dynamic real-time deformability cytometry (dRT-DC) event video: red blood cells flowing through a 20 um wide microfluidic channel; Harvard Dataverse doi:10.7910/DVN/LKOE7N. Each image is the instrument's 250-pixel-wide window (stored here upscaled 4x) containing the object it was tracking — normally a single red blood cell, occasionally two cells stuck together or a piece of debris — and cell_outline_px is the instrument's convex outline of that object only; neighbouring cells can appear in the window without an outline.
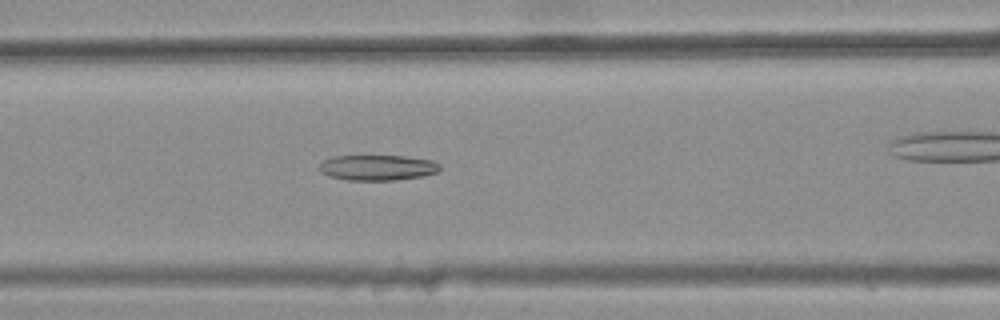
{"species": "common noctule bat (a hibernating species)", "species_latin": "Nyctalus noctula", "temperature_condition": "warm", "stored_images_in_passage": 47, "camera_frame_rate_fps": 3000, "um_per_image_px": 0.085, "animal": {"sex": "female", "body_mass_g": 25.1}, "frame": {"image": 1, "passage_image": 22, "time_ms": 7.0, "image_size_px": [1000, 320], "cell_outline_px": [[440, 168], [436, 172], [420, 176], [396, 180], [344, 180], [328, 176], [320, 172], [320, 164], [324, 160], [332, 156], [404, 156], [432, 160], [440, 164]], "centroid_in_image_um": [32.05, 14.25], "position_along_channel_um": 134.5, "area_um2": 17.86}}
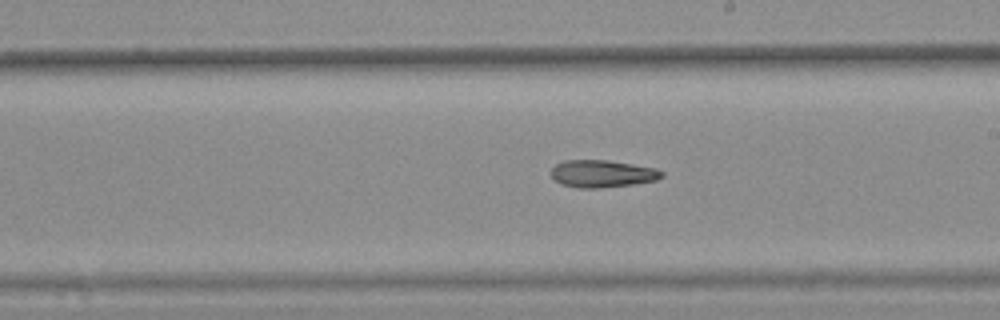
{"frame": {"image": 2, "passage_image": 30, "time_ms": 9.667, "image_size_px": [1000, 320], "cell_outline_px": [[664, 176], [656, 180], [632, 184], [600, 188], [576, 188], [560, 184], [552, 176], [552, 168], [556, 164], [564, 160], [608, 160], [656, 168], [664, 172]], "centroid_in_image_um": [51.2, 14.76], "position_along_channel_um": 237.8, "area_um2": 17.63}}
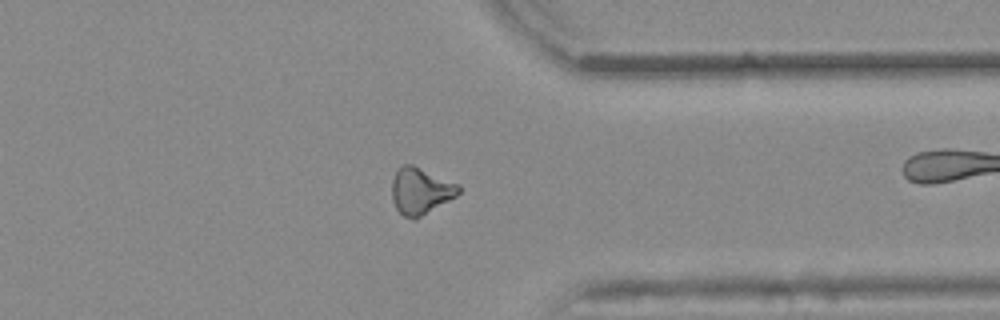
{"frame": {"image": 3, "passage_image": 41, "time_ms": 13.333, "image_size_px": [1000, 320], "cell_outline_px": [[460, 192], [456, 196], [416, 220], [412, 220], [404, 216], [396, 208], [392, 200], [392, 180], [396, 172], [404, 164], [412, 164], [460, 184]], "centroid_in_image_um": [35.76, 16.24], "position_along_channel_um": 375.6, "area_um2": 18.21}}